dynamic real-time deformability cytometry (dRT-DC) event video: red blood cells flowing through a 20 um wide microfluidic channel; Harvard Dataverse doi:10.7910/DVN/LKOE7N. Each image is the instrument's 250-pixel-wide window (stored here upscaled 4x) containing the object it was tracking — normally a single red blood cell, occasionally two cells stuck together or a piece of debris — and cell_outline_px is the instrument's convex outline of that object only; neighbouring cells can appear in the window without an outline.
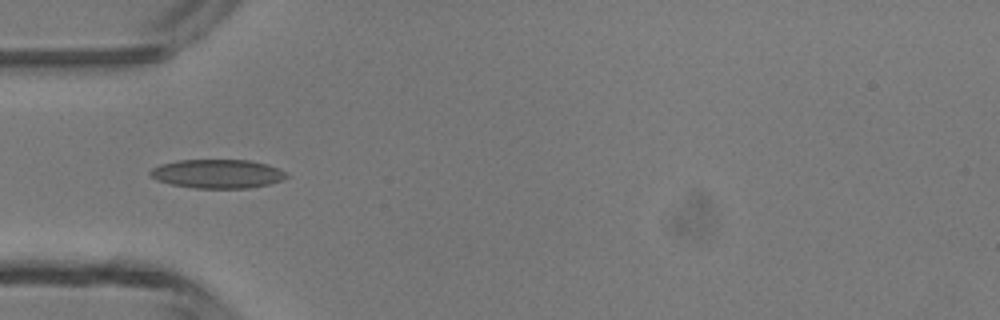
{"species": "common noctule bat (a hibernating species)", "species_latin": "Nyctalus noctula", "temperature_condition": "room temperature", "stored_images_in_passage": 5, "camera_frame_rate_fps": 3000, "um_per_image_px": 0.085, "animal": {"sex": "male", "body_mass_g": 13.3}, "frame": {"image": 1, "passage_image": 3, "time_ms": 3.333, "image_size_px": [1000, 320], "cell_outline_px": [[288, 176], [280, 180], [268, 184], [248, 188], [196, 188], [172, 184], [156, 180], [148, 172], [152, 168], [160, 164], [176, 160], [248, 160], [268, 164], [284, 172]], "centroid_in_image_um": [18.44, 14.76], "position_along_channel_um": 66.6, "area_um2": 22.72}}
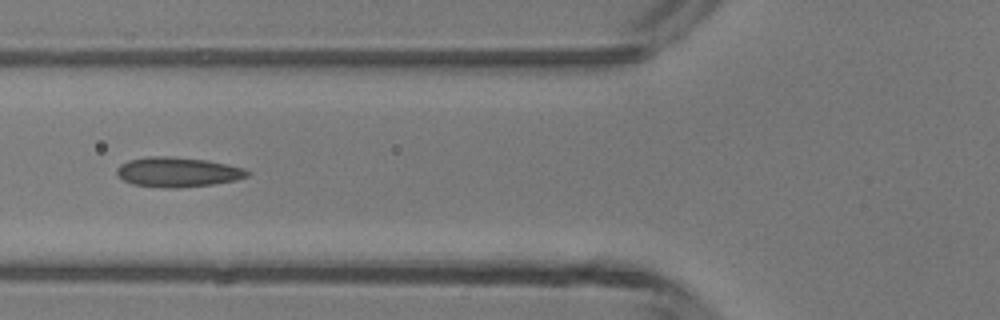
{"frame": {"image": 2, "passage_image": 4, "time_ms": 4.333, "image_size_px": [1000, 320], "cell_outline_px": [[252, 172], [248, 176], [236, 180], [212, 184], [176, 188], [164, 188], [132, 184], [124, 180], [116, 172], [116, 168], [120, 164], [128, 160], [148, 156], [172, 156], [208, 160], [228, 164], [244, 168]], "centroid_in_image_um": [15.12, 14.61], "position_along_channel_um": 110.7, "area_um2": 22.83}}
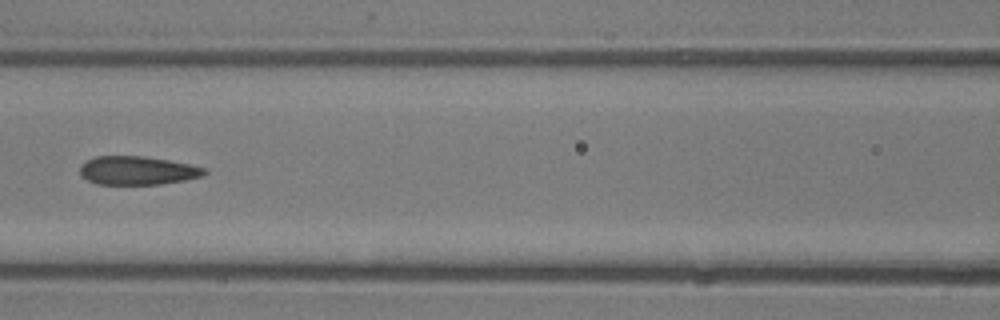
{"frame": {"image": 3, "passage_image": 5, "time_ms": 5.333, "image_size_px": [1000, 320], "cell_outline_px": [[208, 172], [200, 176], [184, 180], [160, 184], [96, 184], [88, 180], [80, 172], [80, 164], [96, 156], [144, 156], [168, 160], [188, 164], [204, 168]], "centroid_in_image_um": [11.66, 14.49], "position_along_channel_um": 154.9, "area_um2": 20.46}}